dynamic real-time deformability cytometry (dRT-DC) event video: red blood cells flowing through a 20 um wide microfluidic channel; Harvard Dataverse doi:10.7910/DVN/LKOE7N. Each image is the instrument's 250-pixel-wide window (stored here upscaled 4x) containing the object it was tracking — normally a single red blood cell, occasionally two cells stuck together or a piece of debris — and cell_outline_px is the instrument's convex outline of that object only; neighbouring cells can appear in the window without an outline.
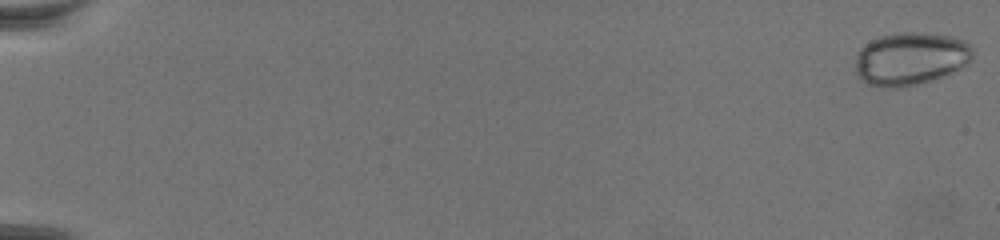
{"species": "common noctule bat (a hibernating species)", "species_latin": "Nyctalus noctula", "temperature_condition": "warm", "stored_images_in_passage": 71, "camera_frame_rate_fps": 3000, "um_per_image_px": 0.085, "animal": {"sex": "female", "body_mass_g": 19.5, "forearm_length_mm": 54.1}, "frame": {"image": 1, "passage_image": 1, "time_ms": 0.0, "image_size_px": [1000, 240], "cell_outline_px": [[972, 56], [960, 68], [940, 76], [916, 84], [900, 88], [892, 88], [868, 84], [860, 80], [856, 72], [856, 56], [860, 48], [872, 40], [880, 36], [904, 32], [924, 32], [952, 36], [964, 40], [972, 48]], "centroid_in_image_um": [77.35, 4.97], "position_along_channel_um": 7.6, "area_um2": 35.78}}
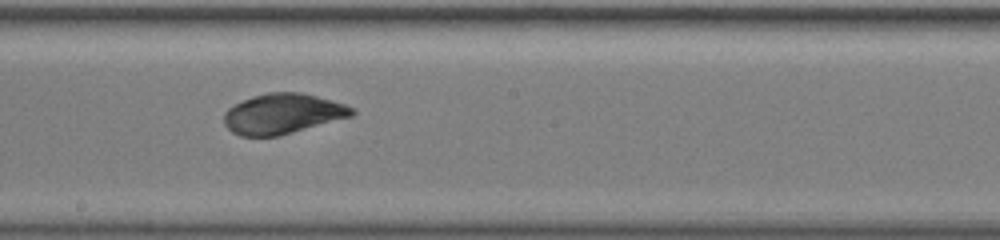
{"frame": {"image": 2, "passage_image": 43, "time_ms": 14.0, "image_size_px": [1000, 240], "cell_outline_px": [[356, 112], [352, 116], [280, 136], [240, 136], [232, 132], [224, 124], [224, 112], [228, 108], [252, 96], [268, 92], [300, 92], [332, 100], [356, 108]], "centroid_in_image_um": [24.04, 9.67], "position_along_channel_um": 224.2, "area_um2": 30.06}}
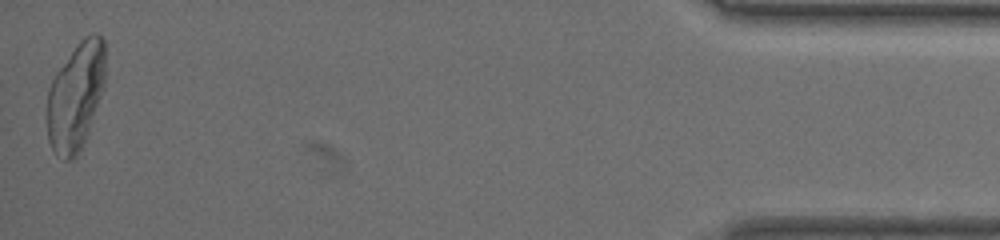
{"frame": {"image": 3, "passage_image": 71, "time_ms": 23.333, "image_size_px": [1000, 240], "cell_outline_px": [[104, 84], [88, 132], [76, 156], [72, 160], [64, 160], [56, 156], [48, 140], [48, 88], [56, 72], [76, 44], [84, 36], [92, 32], [96, 32], [104, 40]], "centroid_in_image_um": [6.42, 8.17], "position_along_channel_um": 428.8, "area_um2": 36.18}}